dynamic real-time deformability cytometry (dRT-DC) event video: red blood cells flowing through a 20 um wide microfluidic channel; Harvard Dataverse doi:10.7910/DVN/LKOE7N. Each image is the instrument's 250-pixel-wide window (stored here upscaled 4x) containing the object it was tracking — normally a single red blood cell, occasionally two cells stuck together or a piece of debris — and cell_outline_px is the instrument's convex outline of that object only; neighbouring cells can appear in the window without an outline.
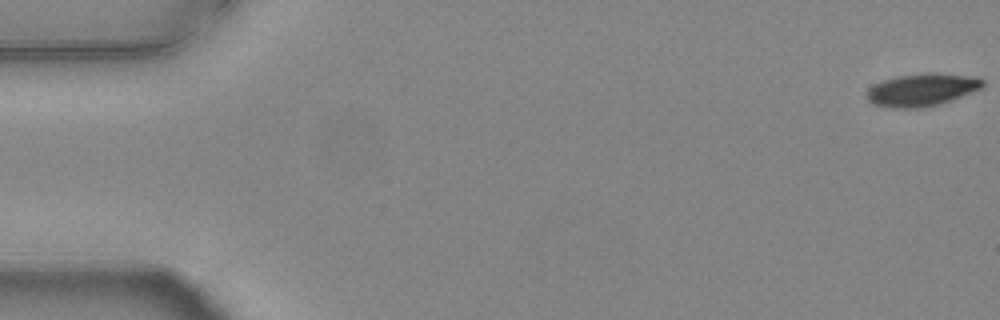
{"species": "common noctule bat (a hibernating species)", "species_latin": "Nyctalus noctula", "temperature_condition": "warm", "stored_images_in_passage": 11, "camera_frame_rate_fps": 3000, "um_per_image_px": 0.085, "animal": {"sex": "female", "body_mass_g": 24.6, "forearm_length_mm": 56.2}, "frame": {"image": 1, "passage_image": 1, "time_ms": 0.0, "image_size_px": [1000, 320], "cell_outline_px": [[984, 84], [980, 88], [952, 100], [940, 104], [920, 108], [888, 108], [872, 104], [868, 100], [864, 92], [868, 88], [884, 80], [896, 76], [928, 72], [976, 76], [984, 80]], "centroid_in_image_um": [78.33, 7.63], "position_along_channel_um": 6.7, "area_um2": 22.25}}